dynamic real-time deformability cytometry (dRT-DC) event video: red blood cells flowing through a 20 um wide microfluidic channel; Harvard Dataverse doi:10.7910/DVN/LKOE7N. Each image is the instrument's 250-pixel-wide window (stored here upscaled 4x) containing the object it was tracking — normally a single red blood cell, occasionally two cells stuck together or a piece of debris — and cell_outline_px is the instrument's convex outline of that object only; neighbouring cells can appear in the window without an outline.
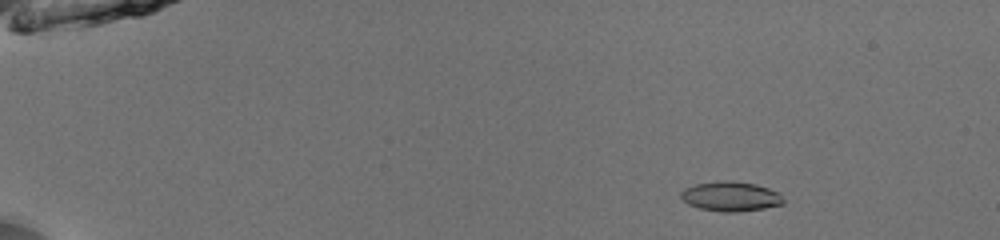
{"species": "common noctule bat (a hibernating species)", "species_latin": "Nyctalus noctula", "temperature_condition": "room temperature", "stored_images_in_passage": 54, "camera_frame_rate_fps": 3000, "um_per_image_px": 0.085, "animal": {"sex": "male", "body_mass_g": 13.0, "forearm_length_mm": 53.1}, "frame": {"image": 1, "passage_image": 9, "time_ms": 2.667, "image_size_px": [1000, 240], "cell_outline_px": [[784, 204], [764, 208], [736, 212], [720, 212], [700, 208], [688, 204], [680, 196], [680, 192], [684, 188], [696, 184], [724, 180], [732, 180], [756, 184], [780, 192], [784, 200]], "centroid_in_image_um": [62.13, 16.69], "position_along_channel_um": 22.9, "area_um2": 17.86}}
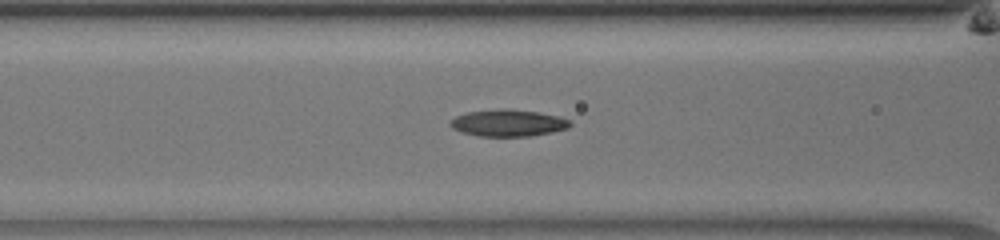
{"frame": {"image": 2, "passage_image": 25, "time_ms": 8.0, "image_size_px": [1000, 240], "cell_outline_px": [[572, 124], [568, 128], [552, 132], [532, 136], [480, 136], [464, 132], [452, 128], [448, 124], [456, 116], [468, 112], [504, 108], [540, 112], [560, 116], [572, 120]], "centroid_in_image_um": [43.25, 10.44], "position_along_channel_um": 123.3, "area_um2": 18.79}}
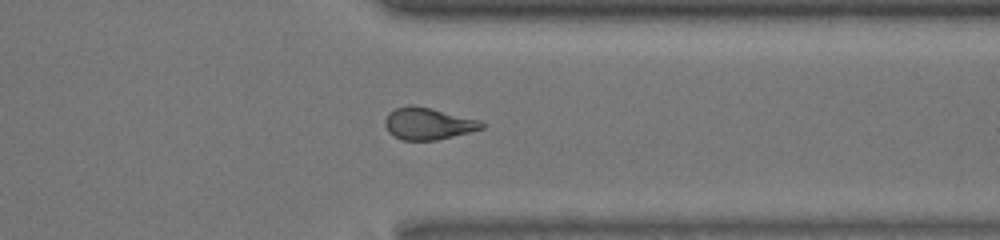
{"frame": {"image": 3, "passage_image": 44, "time_ms": 14.333, "image_size_px": [1000, 240], "cell_outline_px": [[484, 128], [436, 140], [400, 140], [392, 136], [388, 132], [384, 124], [384, 120], [388, 112], [396, 108], [408, 104], [412, 104], [432, 108], [480, 120], [484, 124]], "centroid_in_image_um": [36.33, 10.5], "position_along_channel_um": 375.1, "area_um2": 18.15}, "authors_computed_cell_mechanics": {"area_um2": 17.8891, "velocity_mm_per_s": 3.9775, "shape_relaxation_time_tau1_ms": 8.8241, "shape_relaxation_time_tau2_ms": 2.4204, "deformation_change_tau1": 0.2163, "deformation_change_tau2": 0.0957}}